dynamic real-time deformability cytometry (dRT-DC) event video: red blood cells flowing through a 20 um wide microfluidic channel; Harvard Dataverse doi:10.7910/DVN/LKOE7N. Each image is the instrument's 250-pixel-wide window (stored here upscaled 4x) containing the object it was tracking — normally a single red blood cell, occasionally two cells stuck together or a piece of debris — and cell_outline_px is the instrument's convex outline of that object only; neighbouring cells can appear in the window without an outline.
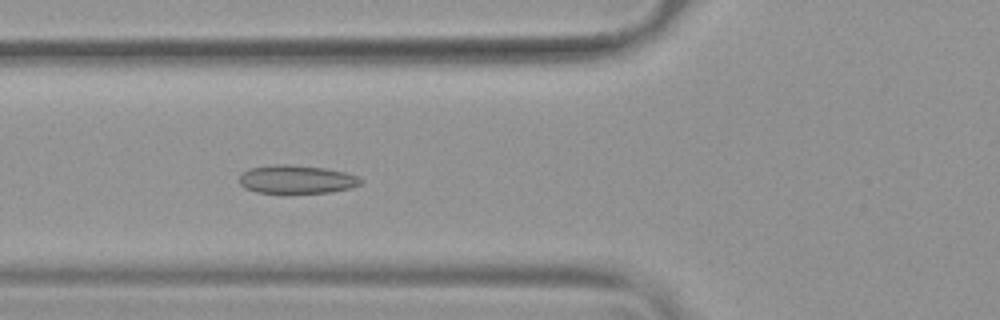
{"species": "common noctule bat (a hibernating species)", "species_latin": "Nyctalus noctula", "temperature_condition": "warm", "stored_images_in_passage": 53, "camera_frame_rate_fps": 3000, "um_per_image_px": 0.085, "animal": {"sex": "female", "body_mass_g": 19.9}, "frame": {"image": 1, "passage_image": 20, "time_ms": 6.333, "image_size_px": [1000, 320], "cell_outline_px": [[364, 180], [360, 184], [352, 188], [332, 192], [284, 196], [256, 192], [244, 188], [240, 184], [240, 176], [248, 168], [276, 164], [288, 164], [324, 168], [344, 172], [360, 176]], "centroid_in_image_um": [25.22, 15.3], "position_along_channel_um": 100.6, "area_um2": 21.1}}
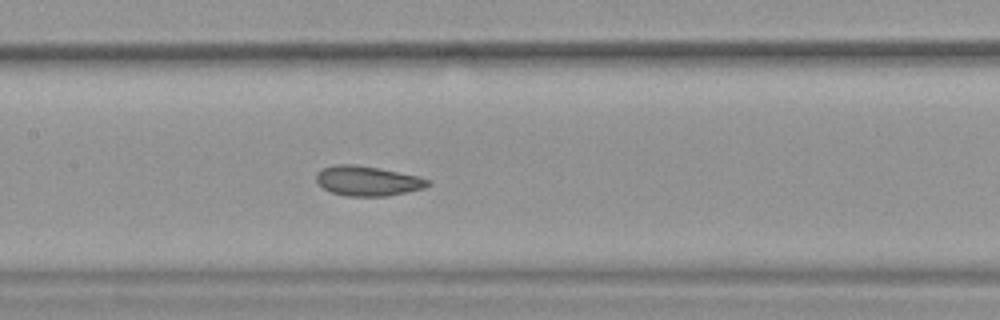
{"frame": {"image": 2, "passage_image": 26, "time_ms": 8.333, "image_size_px": [1000, 320], "cell_outline_px": [[432, 184], [424, 188], [388, 196], [348, 196], [332, 192], [324, 188], [316, 180], [316, 176], [324, 168], [336, 164], [356, 164], [380, 168], [420, 176], [428, 180]], "centroid_in_image_um": [31.3, 15.37], "position_along_channel_um": 176.1, "area_um2": 19.31}}
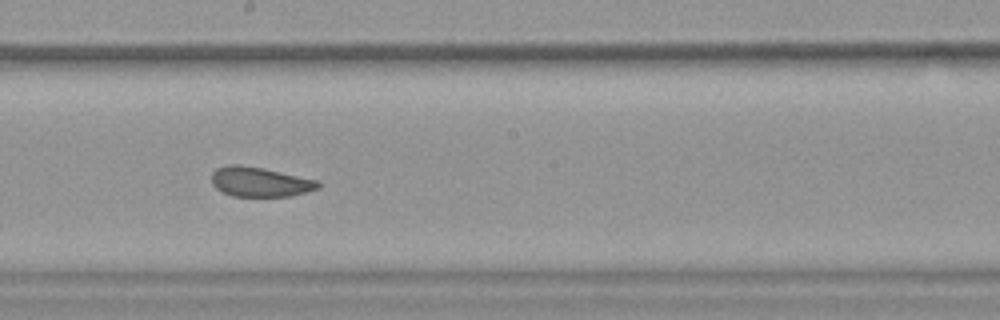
{"frame": {"image": 3, "passage_image": 30, "time_ms": 9.667, "image_size_px": [1000, 320], "cell_outline_px": [[320, 188], [308, 192], [292, 196], [232, 196], [216, 188], [212, 184], [212, 172], [216, 168], [228, 164], [240, 164], [264, 168], [320, 180]], "centroid_in_image_um": [22.13, 15.45], "position_along_channel_um": 226.1, "area_um2": 18.73}, "authors_computed_cell_mechanics": {"area_um2": 20.6346, "velocity_mm_per_s": 3.7745, "shape_relaxation_time_tau1_ms": 6.5365, "shape_relaxation_time_tau2_ms": 2.6634, "deformation_change_tau1": 0.1194, "deformation_change_tau2": 0.0918}}